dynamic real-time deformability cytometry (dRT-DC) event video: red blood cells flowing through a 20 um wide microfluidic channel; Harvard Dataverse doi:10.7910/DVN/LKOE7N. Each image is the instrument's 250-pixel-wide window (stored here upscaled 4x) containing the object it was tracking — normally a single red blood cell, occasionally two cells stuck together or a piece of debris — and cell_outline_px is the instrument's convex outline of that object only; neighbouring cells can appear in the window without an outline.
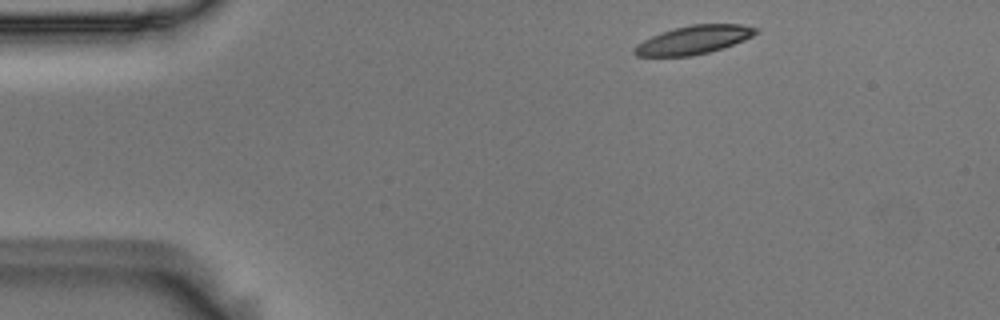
{"species": "Egyptian fruit bat (a non-hibernating species)", "species_latin": "Rousettus aegyptiacus", "temperature_condition": "room temperature", "stored_images_in_passage": 3, "camera_frame_rate_fps": 3000, "um_per_image_px": 0.085, "animal": {"sex": "male"}, "frame": {"image": 1, "passage_image": 1, "time_ms": 0.0, "image_size_px": [1000, 320], "cell_outline_px": [[760, 32], [744, 40], [708, 52], [692, 56], [636, 56], [632, 52], [636, 44], [660, 32], [692, 24], [740, 24], [760, 28]], "centroid_in_image_um": [58.97, 3.38], "position_along_channel_um": 26.0, "area_um2": 20.06}}